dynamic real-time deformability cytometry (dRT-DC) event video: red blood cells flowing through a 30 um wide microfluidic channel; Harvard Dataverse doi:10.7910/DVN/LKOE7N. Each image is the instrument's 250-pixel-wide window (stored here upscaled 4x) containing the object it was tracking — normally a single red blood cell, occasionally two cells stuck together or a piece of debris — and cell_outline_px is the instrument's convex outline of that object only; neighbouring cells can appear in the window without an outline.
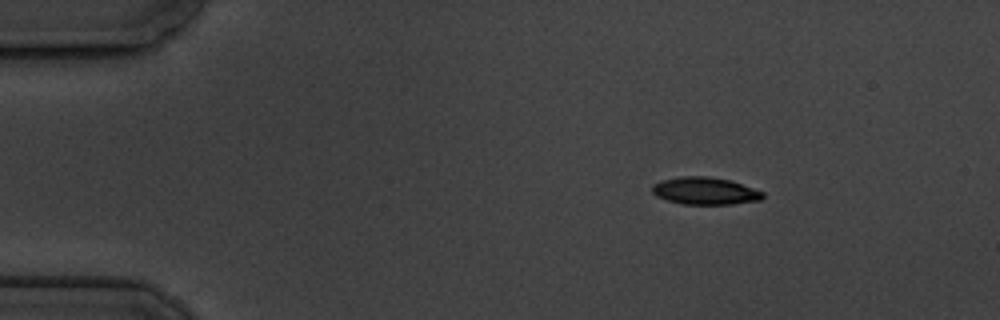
{"species": "common noctule bat (a hibernating species)", "species_latin": "Nyctalus noctula", "temperature_condition": "cold", "stored_images_in_passage": 4, "camera_frame_rate_fps": 3000, "um_per_image_px": 0.085, "animal": {"sex": "male", "body_mass_g": 19.5, "forearm_length_mm": 54.6}, "frame": {"image": 1, "passage_image": 1, "time_ms": 0.0, "image_size_px": [1000, 320], "cell_outline_px": [[764, 196], [760, 200], [732, 204], [680, 204], [656, 196], [652, 192], [652, 184], [664, 180], [680, 176], [708, 176], [732, 180], [764, 192]], "centroid_in_image_um": [59.94, 16.22], "position_along_channel_um": 25.1, "area_um2": 17.69}}
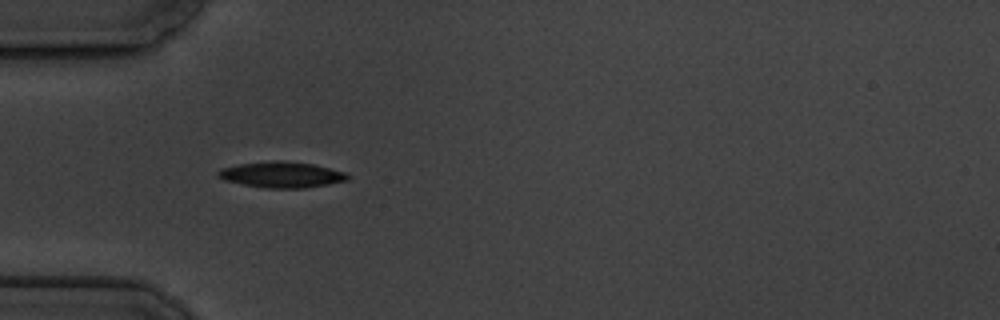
{"frame": {"image": 2, "passage_image": 3, "time_ms": 3.0, "image_size_px": [1000, 320], "cell_outline_px": [[352, 176], [348, 180], [328, 184], [304, 188], [264, 188], [224, 180], [216, 176], [216, 172], [220, 168], [240, 164], [276, 160], [284, 160], [312, 164], [344, 172]], "centroid_in_image_um": [23.92, 14.84], "position_along_channel_um": 61.1, "area_um2": 19.54}}
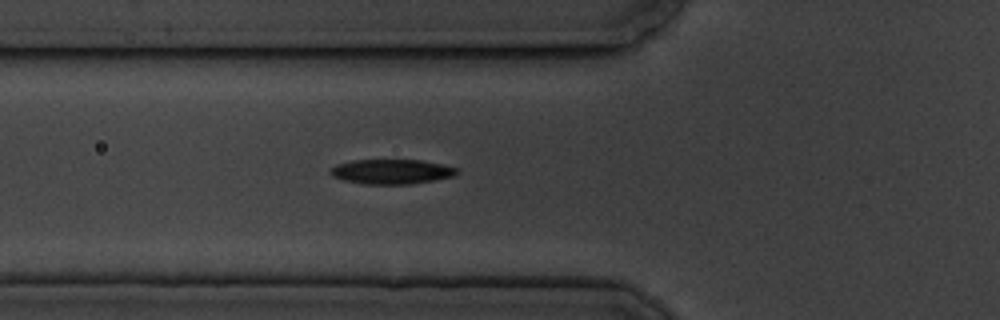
{"frame": {"image": 3, "passage_image": 4, "time_ms": 4.0, "image_size_px": [1000, 320], "cell_outline_px": [[460, 172], [456, 176], [436, 180], [412, 184], [364, 184], [344, 180], [332, 176], [328, 172], [336, 164], [352, 160], [420, 160], [444, 164], [456, 168]], "centroid_in_image_um": [33.32, 14.59], "position_along_channel_um": 92.5, "area_um2": 18.44}}